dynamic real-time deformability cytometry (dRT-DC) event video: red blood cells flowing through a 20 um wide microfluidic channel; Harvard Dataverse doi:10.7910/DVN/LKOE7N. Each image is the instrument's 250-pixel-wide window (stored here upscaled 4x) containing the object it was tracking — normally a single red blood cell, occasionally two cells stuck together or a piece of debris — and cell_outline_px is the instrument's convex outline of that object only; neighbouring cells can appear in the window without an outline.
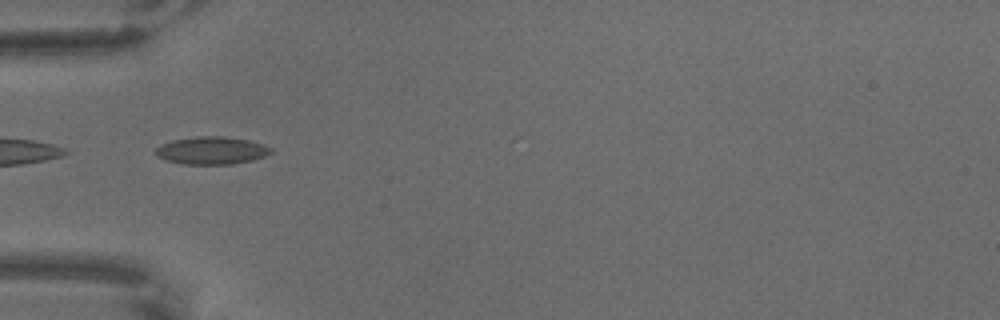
{"species": "common noctule bat (a hibernating species)", "species_latin": "Nyctalus noctula", "temperature_condition": "warm", "stored_images_in_passage": 44, "camera_frame_rate_fps": 3000, "um_per_image_px": 0.085, "animal": {"sex": "male", "body_mass_g": 18.8}, "frame": {"image": 1, "passage_image": 1, "time_ms": 0.0, "image_size_px": [1000, 320], "cell_outline_px": [[272, 152], [264, 156], [252, 160], [232, 164], [180, 164], [156, 156], [156, 148], [160, 144], [172, 140], [196, 136], [224, 136], [248, 140], [264, 144], [272, 148]], "centroid_in_image_um": [17.98, 12.78], "position_along_channel_um": 67.0, "area_um2": 18.61}}